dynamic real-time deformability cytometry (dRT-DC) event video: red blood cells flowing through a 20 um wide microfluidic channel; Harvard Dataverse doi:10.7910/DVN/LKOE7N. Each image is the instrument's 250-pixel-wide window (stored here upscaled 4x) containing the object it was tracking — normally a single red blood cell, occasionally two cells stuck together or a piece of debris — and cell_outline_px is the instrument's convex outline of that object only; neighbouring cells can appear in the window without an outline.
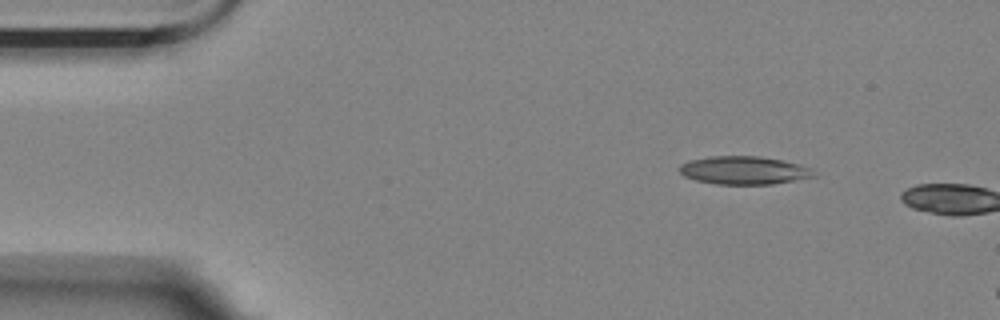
{"species": "Egyptian fruit bat (a non-hibernating species)", "species_latin": "Rousettus aegyptiacus", "temperature_condition": "room temperature", "stored_images_in_passage": 5, "camera_frame_rate_fps": 3000, "um_per_image_px": 0.085, "animal": {"sex": "female"}, "frame": {"image": 1, "passage_image": 2, "time_ms": 0.333, "image_size_px": [1000, 320], "cell_outline_px": [[816, 176], [772, 184], [716, 184], [696, 180], [684, 176], [680, 172], [680, 164], [688, 160], [708, 156], [760, 156], [784, 160], [800, 164], [812, 168], [816, 172]], "centroid_in_image_um": [63.25, 14.46], "position_along_channel_um": 21.7, "area_um2": 22.2}}